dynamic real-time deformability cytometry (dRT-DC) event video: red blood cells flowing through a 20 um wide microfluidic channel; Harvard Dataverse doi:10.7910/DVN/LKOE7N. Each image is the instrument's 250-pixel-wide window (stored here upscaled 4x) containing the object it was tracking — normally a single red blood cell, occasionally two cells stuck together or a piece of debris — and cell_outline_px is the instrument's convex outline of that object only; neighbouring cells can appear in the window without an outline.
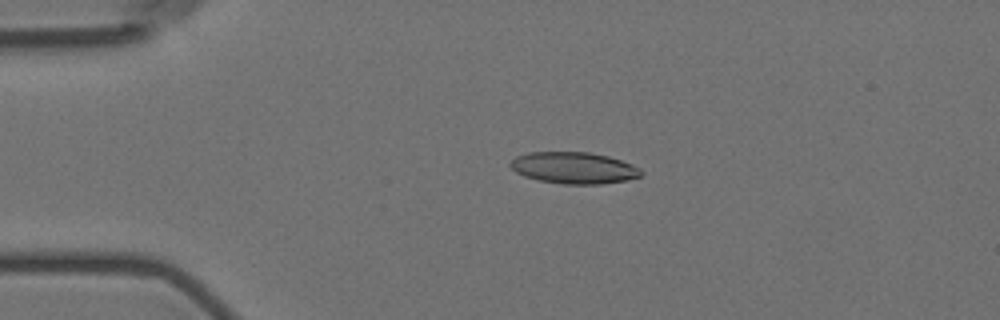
{"species": "Egyptian fruit bat (a non-hibernating species)", "species_latin": "Rousettus aegyptiacus", "temperature_condition": "room temperature", "stored_images_in_passage": 5, "camera_frame_rate_fps": 3000, "um_per_image_px": 0.085, "animal": {"sex": "female"}, "frame": {"image": 1, "passage_image": 4, "time_ms": 3.333, "image_size_px": [1000, 320], "cell_outline_px": [[644, 172], [640, 176], [628, 180], [600, 184], [564, 184], [540, 180], [524, 176], [516, 172], [508, 164], [516, 156], [528, 152], [588, 152], [608, 156], [632, 164], [640, 168]], "centroid_in_image_um": [48.79, 14.27], "position_along_channel_um": 36.2, "area_um2": 24.04}}